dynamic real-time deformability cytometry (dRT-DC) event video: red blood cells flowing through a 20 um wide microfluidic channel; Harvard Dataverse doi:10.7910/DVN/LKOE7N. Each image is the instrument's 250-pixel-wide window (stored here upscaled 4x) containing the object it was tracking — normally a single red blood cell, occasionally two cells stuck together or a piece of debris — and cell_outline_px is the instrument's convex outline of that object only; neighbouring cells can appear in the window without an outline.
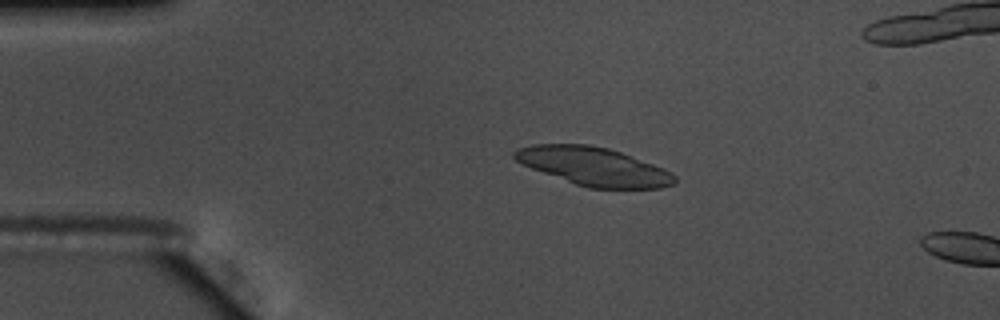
{"species": "common noctule bat (a hibernating species)", "species_latin": "Nyctalus noctula", "temperature_condition": "warm", "stored_images_in_passage": 10, "camera_frame_rate_fps": 3000, "um_per_image_px": 0.085, "animal": {"sex": "male", "body_mass_g": 17.5, "forearm_length_mm": 52.3}, "frame": {"image": 1, "passage_image": 7, "time_ms": 2.0, "image_size_px": [1000, 320], "cell_outline_px": [[676, 180], [672, 184], [660, 188], [588, 188], [576, 184], [520, 164], [512, 156], [512, 152], [516, 148], [532, 144], [588, 144], [608, 148], [620, 152], [664, 168], [672, 172], [676, 176]], "centroid_in_image_um": [50.43, 14.13], "position_along_channel_um": 34.6, "area_um2": 35.66}}